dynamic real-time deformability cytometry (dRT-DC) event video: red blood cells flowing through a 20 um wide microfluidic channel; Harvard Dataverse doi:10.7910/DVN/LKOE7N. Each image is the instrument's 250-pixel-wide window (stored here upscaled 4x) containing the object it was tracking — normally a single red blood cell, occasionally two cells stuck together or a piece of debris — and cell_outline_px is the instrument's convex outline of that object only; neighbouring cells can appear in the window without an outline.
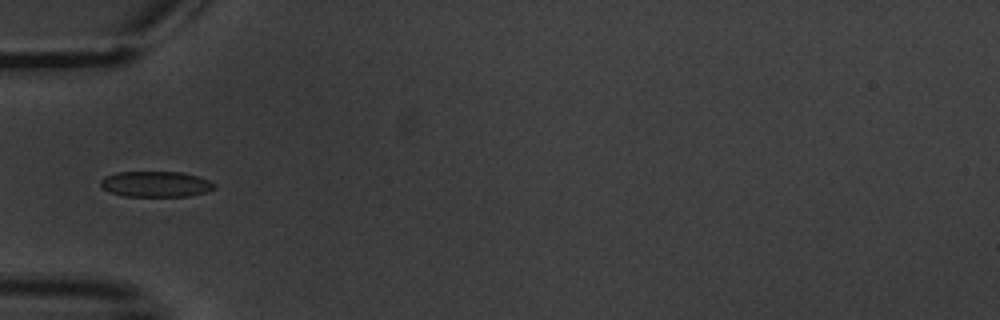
{"species": "common noctule bat (a hibernating species)", "species_latin": "Nyctalus noctula", "temperature_condition": "warm", "stored_images_in_passage": 13, "camera_frame_rate_fps": 3000, "um_per_image_px": 0.085, "animal": {"sex": "male", "body_mass_g": 20.1, "forearm_length_mm": 53.5}, "frame": {"image": 1, "passage_image": 3, "time_ms": 5.0, "image_size_px": [1000, 320], "cell_outline_px": [[216, 188], [204, 192], [188, 196], [124, 196], [108, 192], [100, 184], [100, 180], [116, 172], [180, 172], [200, 176], [216, 184]], "centroid_in_image_um": [13.26, 15.65], "position_along_channel_um": 71.7, "area_um2": 16.99}}
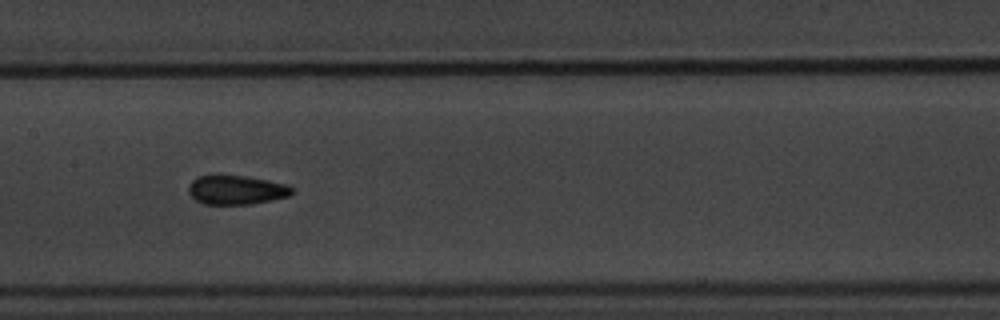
{"frame": {"image": 2, "passage_image": 6, "time_ms": 8.333, "image_size_px": [1000, 320], "cell_outline_px": [[296, 192], [288, 196], [272, 200], [248, 204], [204, 204], [196, 200], [188, 192], [188, 188], [192, 180], [196, 176], [212, 172], [216, 172], [248, 176], [288, 184], [296, 188]], "centroid_in_image_um": [20.08, 16.08], "position_along_channel_um": 187.3, "area_um2": 18.44}, "authors_computed_cell_mechanics": {"area_um2": 17.3978, "velocity_mm_per_s": 3.4391, "shape_relaxation_time_tau1_ms": null, "shape_relaxation_time_tau2_ms": 1.2199, "deformation_change_tau1": null, "deformation_change_tau2": 0.0341}}